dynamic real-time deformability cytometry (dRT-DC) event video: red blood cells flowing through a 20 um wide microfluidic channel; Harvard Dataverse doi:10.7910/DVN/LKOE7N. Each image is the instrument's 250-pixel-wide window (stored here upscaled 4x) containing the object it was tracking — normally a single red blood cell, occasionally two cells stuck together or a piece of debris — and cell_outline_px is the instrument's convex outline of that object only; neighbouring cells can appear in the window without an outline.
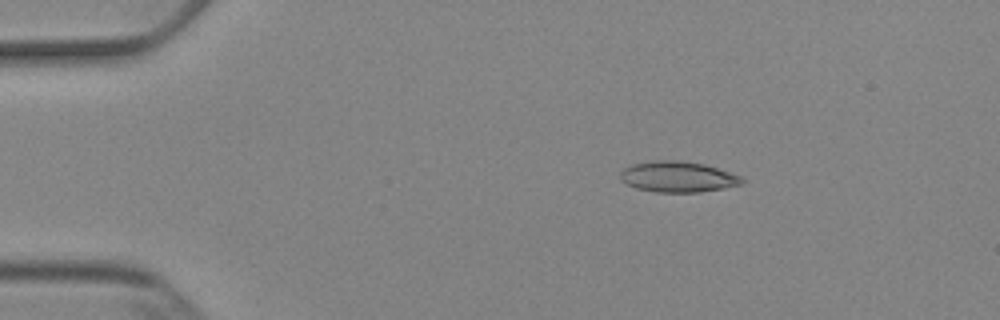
{"species": "Egyptian fruit bat (a non-hibernating species)", "species_latin": "Rousettus aegyptiacus", "temperature_condition": "cold", "stored_images_in_passage": 4, "camera_frame_rate_fps": 3000, "um_per_image_px": 0.085, "animal": {"sex": "female"}, "frame": {"image": 1, "passage_image": 3, "time_ms": 2.333, "image_size_px": [1000, 320], "cell_outline_px": [[744, 184], [724, 188], [700, 192], [656, 192], [636, 188], [620, 180], [620, 172], [624, 168], [632, 164], [656, 160], [680, 160], [704, 164], [744, 176]], "centroid_in_image_um": [57.65, 15.02], "position_along_channel_um": 27.3, "area_um2": 22.02}}